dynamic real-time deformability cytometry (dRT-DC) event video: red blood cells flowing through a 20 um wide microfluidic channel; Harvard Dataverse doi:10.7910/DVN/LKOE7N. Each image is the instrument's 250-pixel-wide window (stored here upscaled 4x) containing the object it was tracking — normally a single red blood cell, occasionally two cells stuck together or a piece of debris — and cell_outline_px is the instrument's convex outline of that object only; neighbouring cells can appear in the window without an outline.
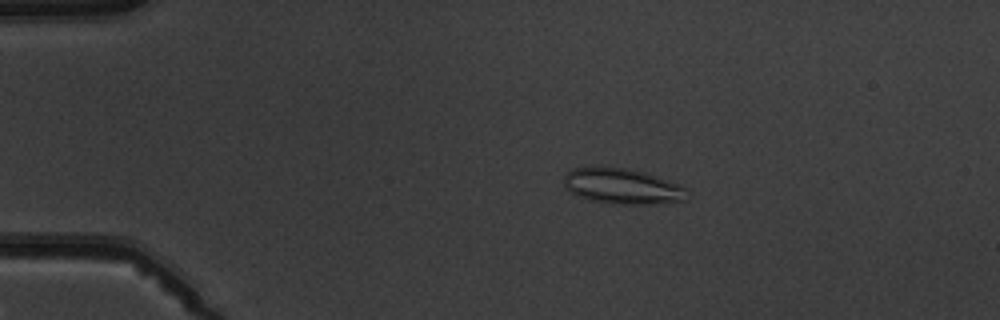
{"species": "common noctule bat (a hibernating species)", "species_latin": "Nyctalus noctula", "temperature_condition": "warm", "stored_images_in_passage": 7, "camera_frame_rate_fps": 3000, "um_per_image_px": 0.085, "animal": {"sex": "male", "body_mass_g": 19.5, "forearm_length_mm": 54.6}, "frame": {"image": 1, "passage_image": 2, "time_ms": 1.333, "image_size_px": [1000, 320], "cell_outline_px": [[688, 188], [684, 200], [652, 204], [620, 204], [588, 200], [568, 192], [564, 188], [564, 176], [572, 168], [604, 164], [644, 172], [680, 184]], "centroid_in_image_um": [52.83, 15.8], "position_along_channel_um": 32.2, "area_um2": 26.07}}
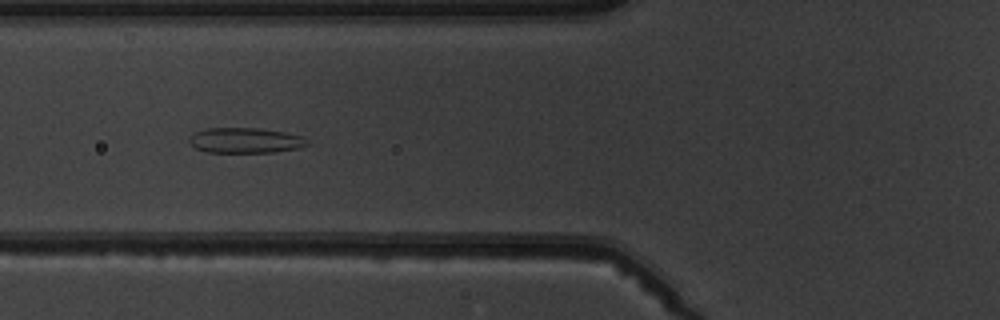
{"frame": {"image": 2, "passage_image": 5, "time_ms": 4.667, "image_size_px": [1000, 320], "cell_outline_px": [[312, 144], [300, 148], [272, 152], [208, 152], [196, 148], [188, 144], [188, 136], [192, 132], [204, 128], [260, 128], [284, 132], [300, 136]], "centroid_in_image_um": [20.79, 11.93], "position_along_channel_um": 105.0, "area_um2": 17.63}}
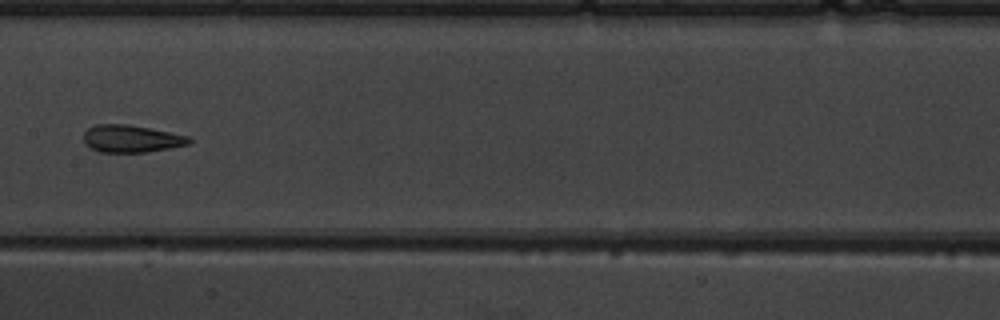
{"frame": {"image": 3, "passage_image": 7, "time_ms": 7.0, "image_size_px": [1000, 320], "cell_outline_px": [[192, 140], [188, 144], [172, 148], [144, 152], [100, 152], [84, 144], [84, 132], [88, 128], [96, 124], [128, 124], [192, 136]], "centroid_in_image_um": [11.19, 11.78], "position_along_channel_um": 196.2, "area_um2": 16.94}}